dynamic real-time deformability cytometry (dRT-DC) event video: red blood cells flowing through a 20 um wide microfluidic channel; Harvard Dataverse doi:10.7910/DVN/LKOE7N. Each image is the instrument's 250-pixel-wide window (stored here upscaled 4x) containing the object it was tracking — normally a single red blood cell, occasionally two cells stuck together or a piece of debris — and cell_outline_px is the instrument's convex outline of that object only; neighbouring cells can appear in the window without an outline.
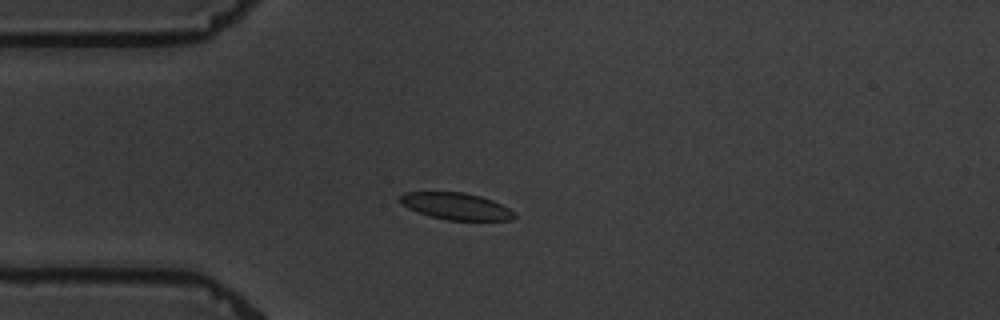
{"species": "common noctule bat (a hibernating species)", "species_latin": "Nyctalus noctula", "temperature_condition": "warm", "stored_images_in_passage": 7, "camera_frame_rate_fps": 3000, "um_per_image_px": 0.085, "animal": {"sex": "male", "body_mass_g": 19.5, "forearm_length_mm": 54.6}, "frame": {"image": 1, "passage_image": 4, "time_ms": 3.333, "image_size_px": [1000, 320], "cell_outline_px": [[516, 216], [512, 220], [448, 220], [432, 216], [408, 208], [400, 200], [400, 196], [404, 192], [464, 192], [480, 196], [492, 200], [516, 212]], "centroid_in_image_um": [38.81, 17.52], "position_along_channel_um": 46.2, "area_um2": 17.63}}
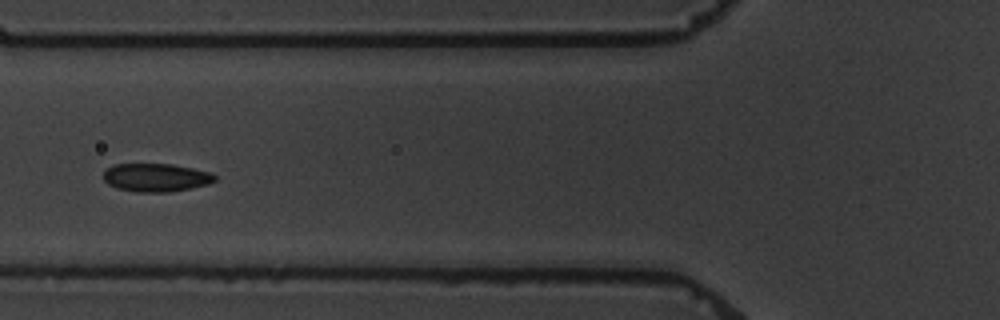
{"frame": {"image": 2, "passage_image": 6, "time_ms": 5.667, "image_size_px": [1000, 320], "cell_outline_px": [[216, 180], [208, 184], [192, 188], [168, 192], [136, 192], [116, 188], [108, 184], [104, 180], [104, 172], [112, 164], [172, 164], [212, 172], [216, 176]], "centroid_in_image_um": [13.27, 15.09], "position_along_channel_um": 112.5, "area_um2": 18.44}}
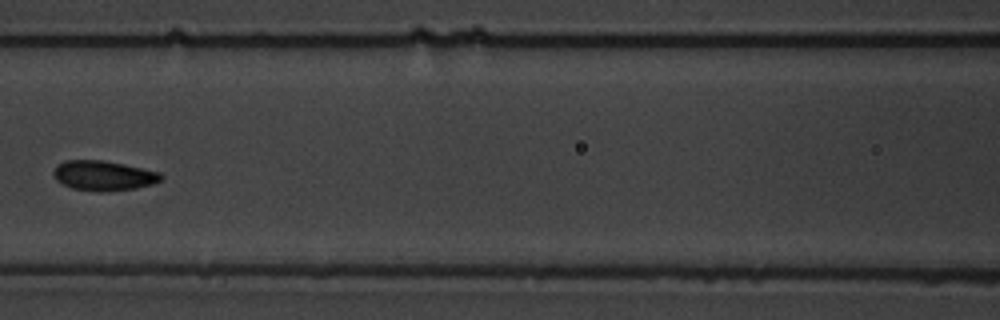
{"frame": {"image": 3, "passage_image": 7, "time_ms": 7.0, "image_size_px": [1000, 320], "cell_outline_px": [[164, 176], [160, 180], [152, 184], [136, 188], [108, 192], [100, 192], [72, 188], [56, 180], [52, 172], [56, 164], [64, 160], [104, 160], [160, 172]], "centroid_in_image_um": [8.78, 14.92], "position_along_channel_um": 157.8, "area_um2": 18.84}}